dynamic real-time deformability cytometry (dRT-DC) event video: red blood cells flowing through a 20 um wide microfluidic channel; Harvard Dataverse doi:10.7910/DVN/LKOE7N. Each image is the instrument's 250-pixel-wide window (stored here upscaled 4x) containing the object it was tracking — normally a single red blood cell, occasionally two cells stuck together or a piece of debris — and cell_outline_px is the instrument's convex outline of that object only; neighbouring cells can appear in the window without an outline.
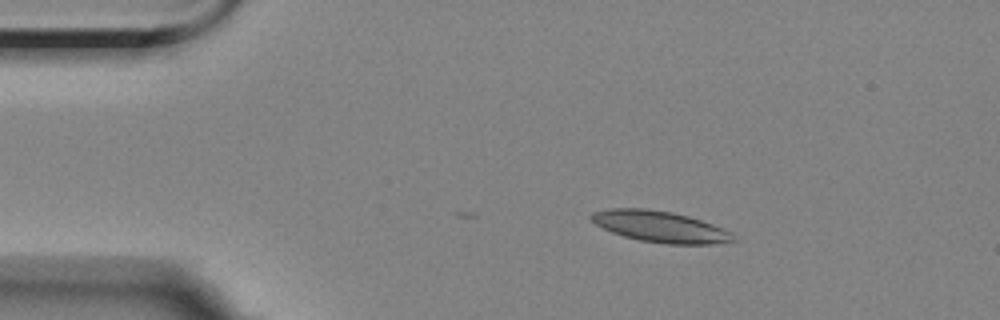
{"species": "Egyptian fruit bat (a non-hibernating species)", "species_latin": "Rousettus aegyptiacus", "temperature_condition": "room temperature", "stored_images_in_passage": 2, "camera_frame_rate_fps": 3000, "um_per_image_px": 0.085, "animal": {"sex": "female"}, "frame": {"image": 1, "passage_image": 2, "time_ms": 1.333, "image_size_px": [1000, 320], "cell_outline_px": [[736, 240], [712, 244], [668, 244], [640, 240], [624, 236], [612, 232], [596, 224], [588, 216], [592, 212], [612, 208], [644, 208], [672, 212], [688, 216], [712, 224], [732, 232]], "centroid_in_image_um": [56.1, 19.26], "position_along_channel_um": 28.9, "area_um2": 25.61}}